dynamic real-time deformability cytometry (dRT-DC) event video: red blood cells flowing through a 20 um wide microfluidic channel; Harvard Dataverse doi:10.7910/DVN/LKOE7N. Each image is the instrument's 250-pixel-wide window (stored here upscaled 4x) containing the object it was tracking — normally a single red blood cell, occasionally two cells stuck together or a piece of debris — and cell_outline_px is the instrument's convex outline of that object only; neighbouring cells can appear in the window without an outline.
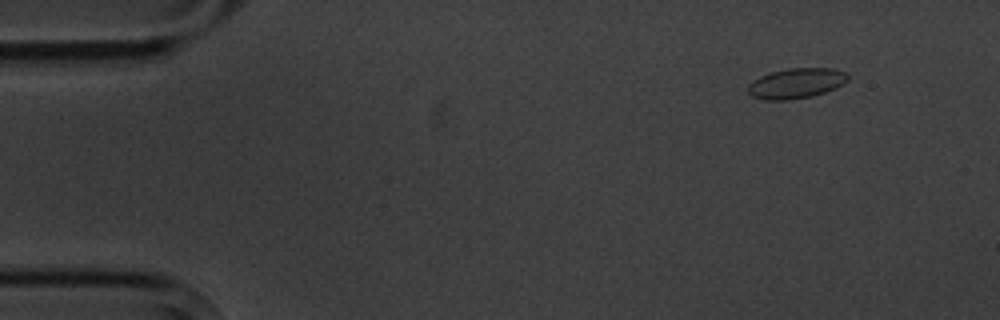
{"species": "common noctule bat (a hibernating species)", "species_latin": "Nyctalus noctula", "temperature_condition": "cold", "stored_images_in_passage": 4, "camera_frame_rate_fps": 3000, "um_per_image_px": 0.085, "animal": {"sex": "male", "body_mass_g": 20.1, "forearm_length_mm": 53.5}, "frame": {"image": 1, "passage_image": 1, "time_ms": 0.0, "image_size_px": [1000, 320], "cell_outline_px": [[848, 80], [836, 88], [812, 96], [788, 100], [764, 100], [752, 96], [748, 92], [748, 84], [760, 76], [772, 72], [788, 68], [832, 68], [848, 72]], "centroid_in_image_um": [67.69, 7.08], "position_along_channel_um": 17.3, "area_um2": 17.63}}
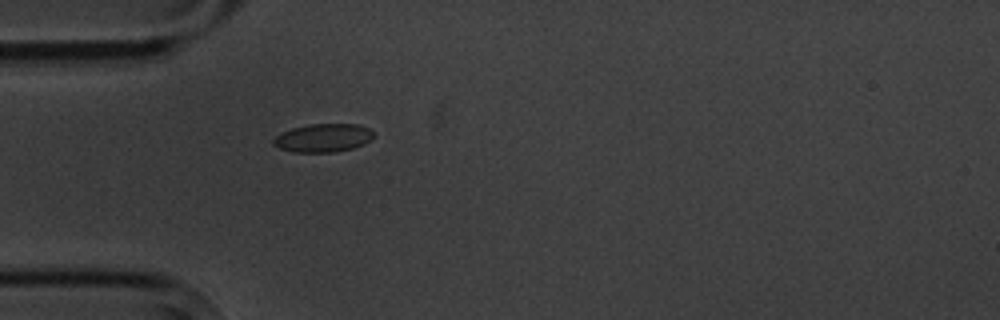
{"frame": {"image": 2, "passage_image": 4, "time_ms": 3.667, "image_size_px": [1000, 320], "cell_outline_px": [[372, 136], [364, 144], [352, 148], [332, 152], [292, 152], [280, 148], [272, 144], [272, 140], [276, 136], [292, 128], [308, 124], [356, 124], [368, 128], [372, 132]], "centroid_in_image_um": [27.43, 11.72], "position_along_channel_um": 57.6, "area_um2": 16.3}}